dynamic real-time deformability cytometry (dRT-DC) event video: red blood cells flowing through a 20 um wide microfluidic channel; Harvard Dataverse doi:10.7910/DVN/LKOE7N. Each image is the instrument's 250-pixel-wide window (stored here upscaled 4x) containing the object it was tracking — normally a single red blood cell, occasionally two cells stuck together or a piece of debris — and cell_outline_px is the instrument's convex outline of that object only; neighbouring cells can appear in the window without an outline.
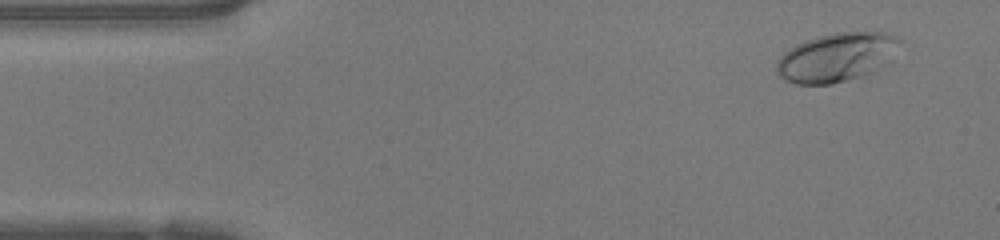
{"species": "human", "species_latin": "Homo sapiens", "temperature_condition": "warm", "stored_images_in_passage": 47, "camera_frame_rate_fps": 3000, "um_per_image_px": 0.085, "donor": {"sex": "female"}, "frame": {"image": 1, "passage_image": 3, "time_ms": 0.667, "image_size_px": [1000, 240], "cell_outline_px": [[904, 40], [892, 60], [872, 72], [848, 80], [832, 84], [796, 84], [784, 80], [776, 72], [776, 60], [784, 52], [796, 44], [804, 40], [816, 36], [836, 32], [888, 32]], "centroid_in_image_um": [71.14, 4.85], "position_along_channel_um": 13.9, "area_um2": 35.66}}
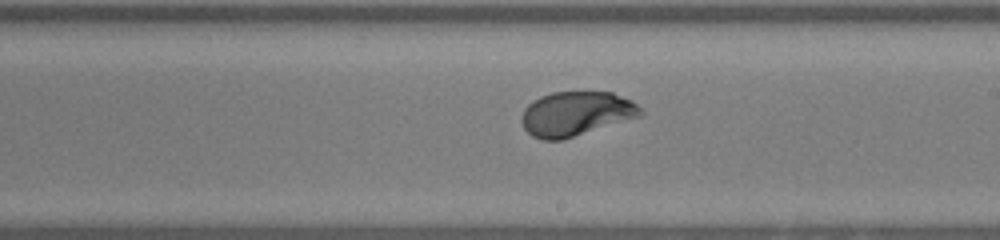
{"frame": {"image": 2, "passage_image": 26, "time_ms": 8.333, "image_size_px": [1000, 240], "cell_outline_px": [[644, 116], [564, 140], [540, 140], [532, 136], [524, 128], [520, 120], [520, 116], [524, 108], [532, 100], [540, 96], [552, 92], [612, 92], [632, 100], [644, 112]], "centroid_in_image_um": [48.97, 9.68], "position_along_channel_um": 240.0, "area_um2": 31.44}}
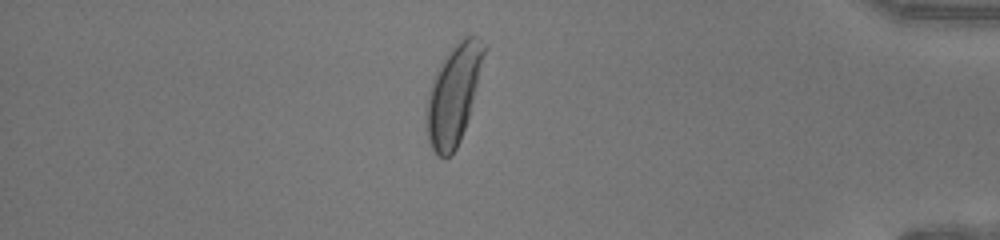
{"frame": {"image": 3, "passage_image": 40, "time_ms": 13.0, "image_size_px": [1000, 240], "cell_outline_px": [[488, 44], [468, 120], [460, 140], [456, 148], [448, 156], [436, 156], [428, 140], [428, 96], [432, 80], [444, 56], [464, 36], [476, 36]], "centroid_in_image_um": [38.6, 7.98], "position_along_channel_um": 396.6, "area_um2": 32.71}, "authors_computed_cell_mechanics": {"area_um2": 30.923, "velocity_mm_per_s": 4.2289, "shape_relaxation_time_tau1_ms": 2.8017, "shape_relaxation_time_tau2_ms": null, "deformation_change_tau1": 0.1819, "deformation_change_tau2": null}}